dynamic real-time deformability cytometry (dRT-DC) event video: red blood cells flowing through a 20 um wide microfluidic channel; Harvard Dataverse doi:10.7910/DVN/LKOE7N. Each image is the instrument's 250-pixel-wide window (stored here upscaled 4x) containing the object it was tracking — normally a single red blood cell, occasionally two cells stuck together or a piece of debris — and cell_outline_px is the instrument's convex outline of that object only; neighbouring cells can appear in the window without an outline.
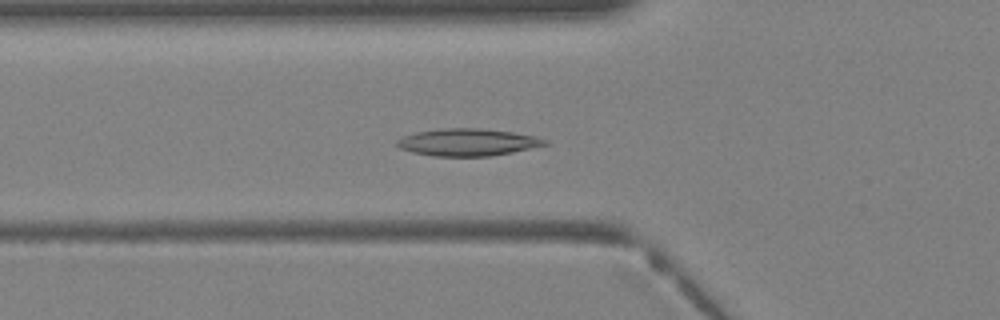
{"species": "Egyptian fruit bat (a non-hibernating species)", "species_latin": "Rousettus aegyptiacus", "temperature_condition": "warm", "stored_images_in_passage": 29, "camera_frame_rate_fps": 3000, "um_per_image_px": 0.085, "animal": {"sex": "female"}, "frame": {"image": 1, "passage_image": 4, "time_ms": 1.0, "image_size_px": [1000, 320], "cell_outline_px": [[548, 144], [512, 152], [488, 156], [432, 156], [412, 152], [400, 148], [396, 144], [396, 140], [404, 136], [416, 132], [444, 128], [480, 128], [512, 132], [536, 136], [548, 140]], "centroid_in_image_um": [39.74, 12.09], "position_along_channel_um": 86.1, "area_um2": 23.35}}
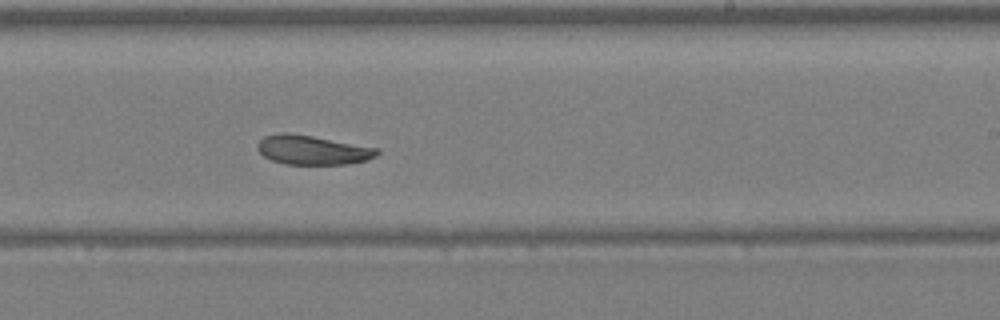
{"frame": {"image": 2, "passage_image": 14, "time_ms": 4.333, "image_size_px": [1000, 320], "cell_outline_px": [[380, 152], [376, 156], [368, 160], [344, 164], [284, 164], [272, 160], [264, 156], [256, 148], [256, 144], [264, 136], [284, 132], [312, 136], [380, 148]], "centroid_in_image_um": [26.57, 12.75], "position_along_channel_um": 262.4, "area_um2": 20.4}}
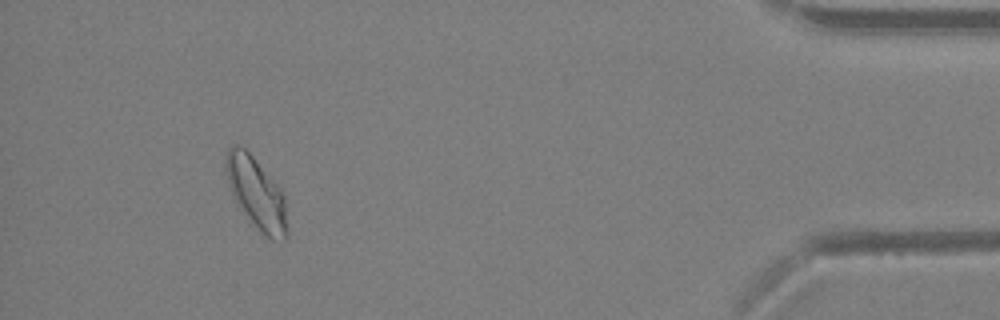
{"frame": {"image": 3, "passage_image": 26, "time_ms": 8.333, "image_size_px": [1000, 320], "cell_outline_px": [[288, 240], [272, 240], [260, 232], [232, 196], [228, 184], [224, 168], [224, 160], [228, 148], [232, 144], [240, 144], [252, 156], [280, 188], [284, 196], [288, 228]], "centroid_in_image_um": [21.78, 16.42], "position_along_channel_um": 413.4, "area_um2": 25.61}}